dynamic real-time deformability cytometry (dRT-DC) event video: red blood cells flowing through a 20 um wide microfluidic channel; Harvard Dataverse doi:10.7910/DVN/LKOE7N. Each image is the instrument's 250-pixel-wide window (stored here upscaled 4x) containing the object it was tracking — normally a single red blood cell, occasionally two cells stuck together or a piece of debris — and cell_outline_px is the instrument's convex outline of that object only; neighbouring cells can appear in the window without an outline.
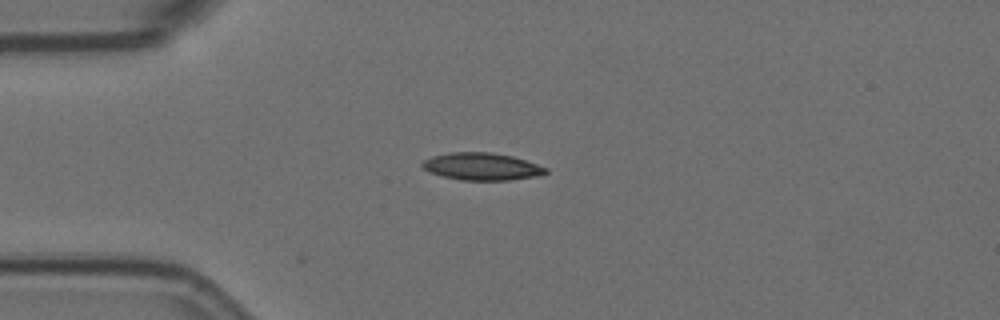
{"species": "Egyptian fruit bat (a non-hibernating species)", "species_latin": "Rousettus aegyptiacus", "temperature_condition": "room temperature", "stored_images_in_passage": 3, "camera_frame_rate_fps": 3000, "um_per_image_px": 0.085, "animal": {"sex": "female"}, "frame": {"image": 1, "passage_image": 3, "time_ms": 0.667, "image_size_px": [1000, 320], "cell_outline_px": [[548, 172], [536, 176], [508, 180], [460, 180], [444, 176], [432, 172], [424, 168], [420, 164], [424, 160], [432, 156], [448, 152], [492, 152], [512, 156], [548, 168]], "centroid_in_image_um": [40.94, 14.14], "position_along_channel_um": 44.1, "area_um2": 19.48}}